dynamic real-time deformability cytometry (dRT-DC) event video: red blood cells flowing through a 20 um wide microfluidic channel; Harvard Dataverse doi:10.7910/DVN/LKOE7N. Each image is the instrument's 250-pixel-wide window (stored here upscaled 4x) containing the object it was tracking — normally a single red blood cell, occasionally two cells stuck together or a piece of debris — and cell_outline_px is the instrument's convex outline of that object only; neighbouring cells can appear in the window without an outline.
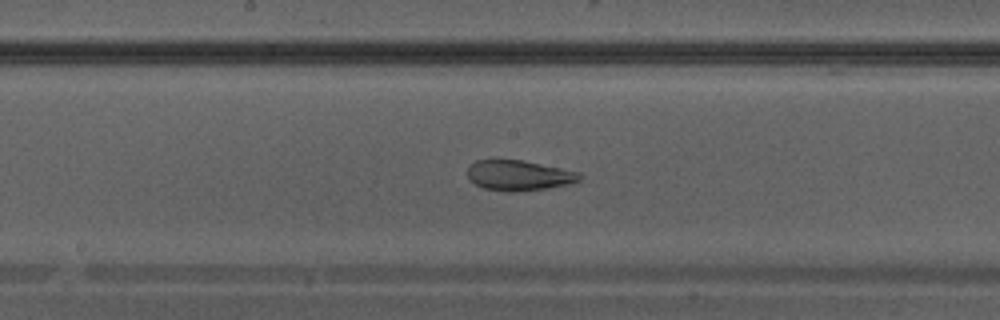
{"species": "Egyptian fruit bat (a non-hibernating species)", "species_latin": "Rousettus aegyptiacus", "temperature_condition": "warm", "stored_images_in_passage": 33, "camera_frame_rate_fps": 3000, "um_per_image_px": 0.085, "animal": {"sex": "male"}, "frame": {"image": 1, "passage_image": 15, "time_ms": 4.667, "image_size_px": [1000, 320], "cell_outline_px": [[584, 176], [580, 180], [568, 184], [548, 188], [516, 192], [508, 192], [484, 188], [476, 184], [468, 176], [468, 168], [476, 160], [524, 160], [580, 172]], "centroid_in_image_um": [44.16, 14.91], "position_along_channel_um": 204.0, "area_um2": 19.77}}
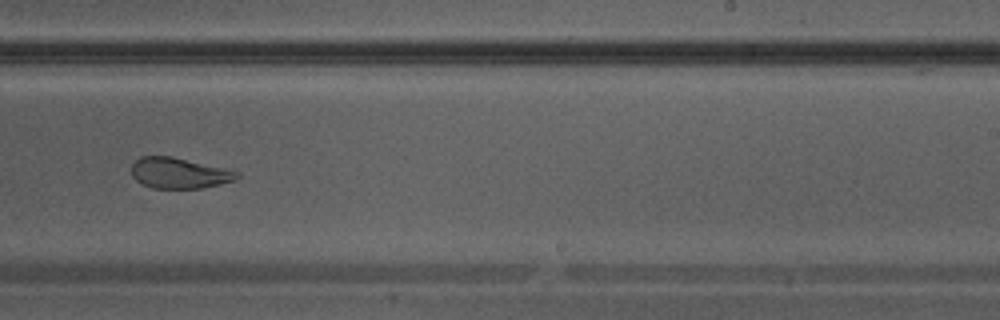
{"frame": {"image": 2, "passage_image": 19, "time_ms": 6.0, "image_size_px": [1000, 320], "cell_outline_px": [[240, 176], [236, 180], [220, 184], [200, 188], [152, 188], [136, 180], [132, 176], [132, 164], [140, 156], [172, 156], [232, 168], [240, 172]], "centroid_in_image_um": [15.31, 14.69], "position_along_channel_um": 273.7, "area_um2": 19.31}}